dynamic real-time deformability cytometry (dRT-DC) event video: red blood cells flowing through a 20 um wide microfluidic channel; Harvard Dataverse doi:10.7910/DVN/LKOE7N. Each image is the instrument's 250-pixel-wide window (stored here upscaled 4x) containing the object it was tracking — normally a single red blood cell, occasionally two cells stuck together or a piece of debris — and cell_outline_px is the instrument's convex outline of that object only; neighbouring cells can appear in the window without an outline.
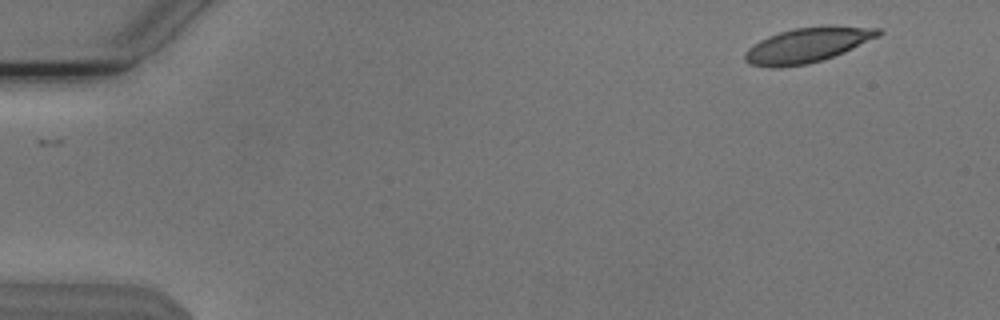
{"species": "Egyptian fruit bat (a non-hibernating species)", "species_latin": "Rousettus aegyptiacus", "temperature_condition": "cold", "stored_images_in_passage": 10, "camera_frame_rate_fps": 3000, "um_per_image_px": 0.085, "animal": {"sex": "male"}, "frame": {"image": 1, "passage_image": 1, "time_ms": 0.0, "image_size_px": [1000, 320], "cell_outline_px": [[884, 32], [880, 36], [844, 52], [808, 64], [776, 68], [772, 68], [752, 64], [744, 60], [744, 52], [748, 48], [760, 40], [768, 36], [780, 32], [796, 28], [824, 24], [836, 24], [880, 28]], "centroid_in_image_um": [68.68, 3.79], "position_along_channel_um": 16.3, "area_um2": 27.51}}